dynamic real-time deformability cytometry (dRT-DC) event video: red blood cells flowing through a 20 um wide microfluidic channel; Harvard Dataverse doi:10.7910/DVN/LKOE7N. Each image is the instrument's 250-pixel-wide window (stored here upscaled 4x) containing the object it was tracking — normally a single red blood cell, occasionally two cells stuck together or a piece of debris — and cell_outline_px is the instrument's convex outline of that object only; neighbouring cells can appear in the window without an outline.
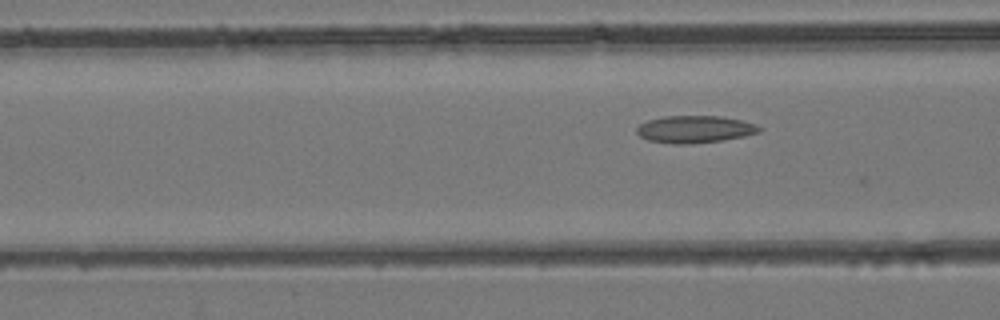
{"species": "common noctule bat (a hibernating species)", "species_latin": "Nyctalus noctula", "temperature_condition": "room temperature", "stored_images_in_passage": 6, "segment_of_instrument_passage": [2, 2], "camera_frame_rate_fps": 3000, "um_per_image_px": 0.085, "animal": {"sex": "female", "body_mass_g": 24.6, "forearm_length_mm": 56.2}, "frame": {"image": 1, "passage_image": 6, "time_ms": 5.667, "image_size_px": [1000, 320], "cell_outline_px": [[764, 128], [760, 132], [744, 136], [720, 140], [692, 144], [672, 144], [648, 140], [640, 136], [636, 132], [636, 128], [640, 124], [648, 120], [664, 116], [720, 116], [740, 120], [756, 124]], "centroid_in_image_um": [59.05, 10.99], "position_along_channel_um": 107.5, "area_um2": 19.48}}